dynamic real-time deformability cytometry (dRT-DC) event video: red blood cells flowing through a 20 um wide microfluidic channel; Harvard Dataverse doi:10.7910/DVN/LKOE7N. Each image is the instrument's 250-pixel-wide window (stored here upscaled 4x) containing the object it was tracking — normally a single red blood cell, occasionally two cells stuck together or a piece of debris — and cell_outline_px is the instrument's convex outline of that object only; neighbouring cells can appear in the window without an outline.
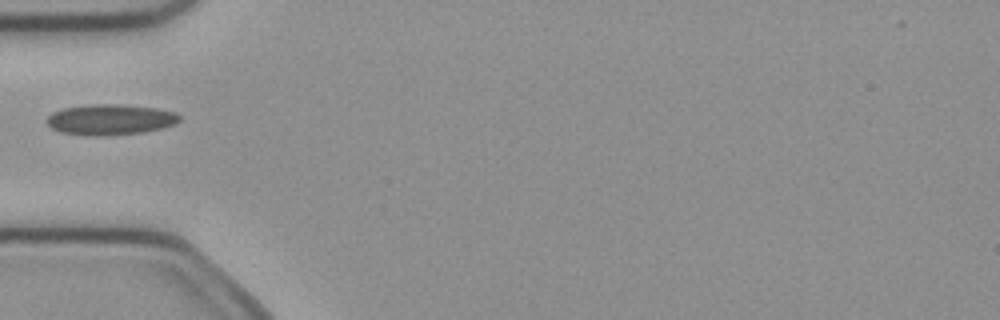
{"species": "common noctule bat (a hibernating species)", "species_latin": "Nyctalus noctula", "temperature_condition": "cold", "stored_images_in_passage": 2, "camera_frame_rate_fps": 3000, "um_per_image_px": 0.085, "animal": {"sex": "female", "body_mass_g": 21.9}, "frame": {"image": 1, "passage_image": 2, "time_ms": 0.333, "image_size_px": [1000, 320], "cell_outline_px": [[180, 120], [164, 128], [144, 132], [104, 136], [88, 136], [60, 132], [52, 128], [44, 120], [52, 112], [64, 108], [92, 104], [112, 104], [156, 108], [176, 112], [180, 116]], "centroid_in_image_um": [9.35, 10.17], "position_along_channel_um": 75.7, "area_um2": 23.76}}